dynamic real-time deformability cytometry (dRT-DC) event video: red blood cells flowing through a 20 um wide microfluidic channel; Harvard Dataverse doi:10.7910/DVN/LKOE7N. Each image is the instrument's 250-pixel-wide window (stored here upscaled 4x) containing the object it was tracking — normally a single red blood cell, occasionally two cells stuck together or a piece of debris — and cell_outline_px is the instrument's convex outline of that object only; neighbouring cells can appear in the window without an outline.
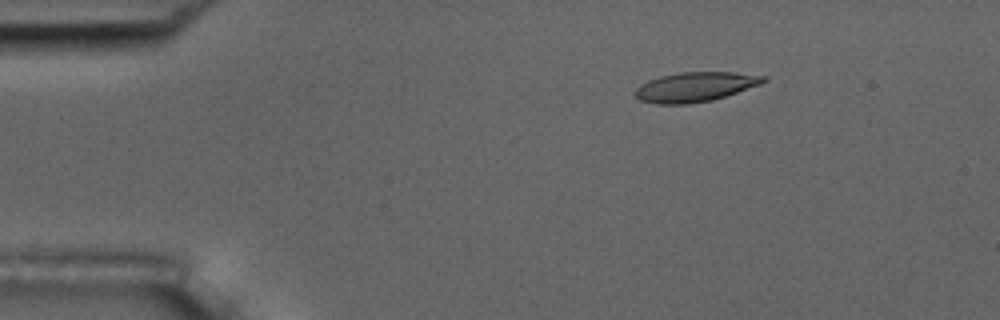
{"species": "common noctule bat (a hibernating species)", "species_latin": "Nyctalus noctula", "temperature_condition": "room temperature", "stored_images_in_passage": 4, "camera_frame_rate_fps": 3000, "um_per_image_px": 0.085, "animal": {"sex": "male", "body_mass_g": 17.5, "forearm_length_mm": 52.3}, "frame": {"image": 1, "passage_image": 2, "time_ms": 1.0, "image_size_px": [1000, 320], "cell_outline_px": [[768, 80], [760, 84], [712, 100], [688, 104], [656, 104], [640, 100], [632, 92], [640, 84], [648, 80], [660, 76], [680, 72], [732, 72], [768, 76]], "centroid_in_image_um": [59.06, 7.38], "position_along_channel_um": 25.9, "area_um2": 22.14}}